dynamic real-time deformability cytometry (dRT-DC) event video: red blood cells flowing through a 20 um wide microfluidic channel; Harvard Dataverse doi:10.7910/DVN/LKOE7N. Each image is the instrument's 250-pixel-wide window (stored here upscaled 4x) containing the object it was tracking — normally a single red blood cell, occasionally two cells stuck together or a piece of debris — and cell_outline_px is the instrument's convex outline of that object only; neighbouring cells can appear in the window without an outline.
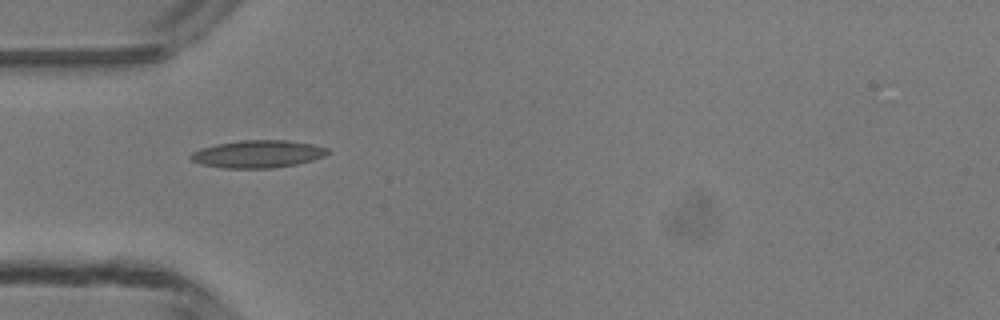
{"species": "common noctule bat (a hibernating species)", "species_latin": "Nyctalus noctula", "temperature_condition": "room temperature", "stored_images_in_passage": 34, "camera_frame_rate_fps": 3000, "um_per_image_px": 0.085, "animal": {"sex": "male", "body_mass_g": 13.3}, "frame": {"image": 1, "passage_image": 1, "time_ms": 0.0, "image_size_px": [1000, 320], "cell_outline_px": [[332, 152], [324, 156], [312, 160], [296, 164], [268, 168], [224, 168], [204, 164], [192, 160], [188, 156], [192, 152], [200, 148], [216, 144], [240, 140], [288, 140], [312, 144], [328, 148]], "centroid_in_image_um": [21.93, 13.08], "position_along_channel_um": 63.1, "area_um2": 21.91}}
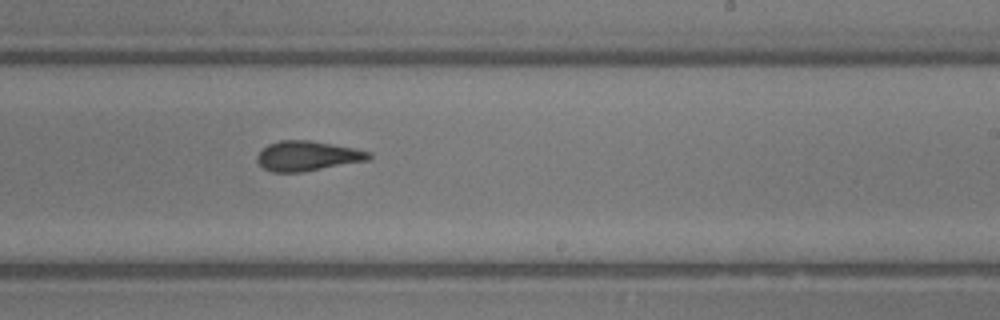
{"frame": {"image": 2, "passage_image": 15, "time_ms": 4.667, "image_size_px": [1000, 320], "cell_outline_px": [[372, 160], [304, 172], [272, 172], [264, 168], [256, 160], [256, 156], [268, 144], [280, 140], [312, 140], [356, 148], [372, 152]], "centroid_in_image_um": [26.2, 13.25], "position_along_channel_um": 262.8, "area_um2": 19.83}}
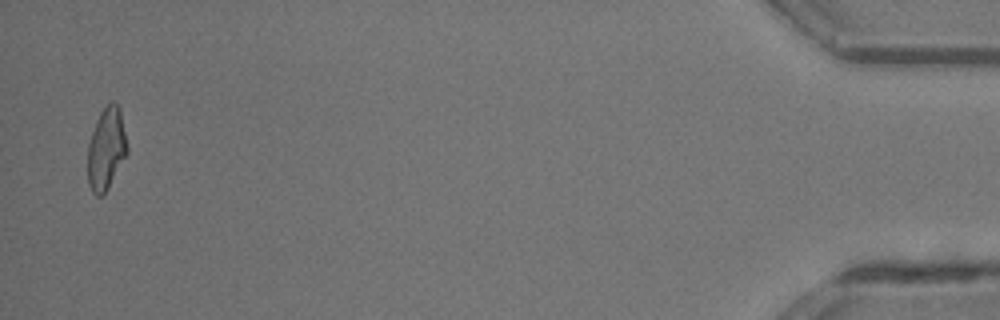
{"frame": {"image": 3, "passage_image": 33, "time_ms": 10.667, "image_size_px": [1000, 320], "cell_outline_px": [[128, 152], [108, 188], [100, 196], [96, 196], [92, 192], [88, 184], [88, 144], [96, 120], [100, 112], [112, 100], [120, 108], [128, 148]], "centroid_in_image_um": [9.03, 12.64], "position_along_channel_um": 426.2, "area_um2": 18.79}, "authors_computed_cell_mechanics": {"area_um2": 19.4497, "velocity_mm_per_s": 4.2931, "shape_relaxation_time_tau1_ms": null, "shape_relaxation_time_tau2_ms": 2.6342, "deformation_change_tau1": null, "deformation_change_tau2": 0.1054}}